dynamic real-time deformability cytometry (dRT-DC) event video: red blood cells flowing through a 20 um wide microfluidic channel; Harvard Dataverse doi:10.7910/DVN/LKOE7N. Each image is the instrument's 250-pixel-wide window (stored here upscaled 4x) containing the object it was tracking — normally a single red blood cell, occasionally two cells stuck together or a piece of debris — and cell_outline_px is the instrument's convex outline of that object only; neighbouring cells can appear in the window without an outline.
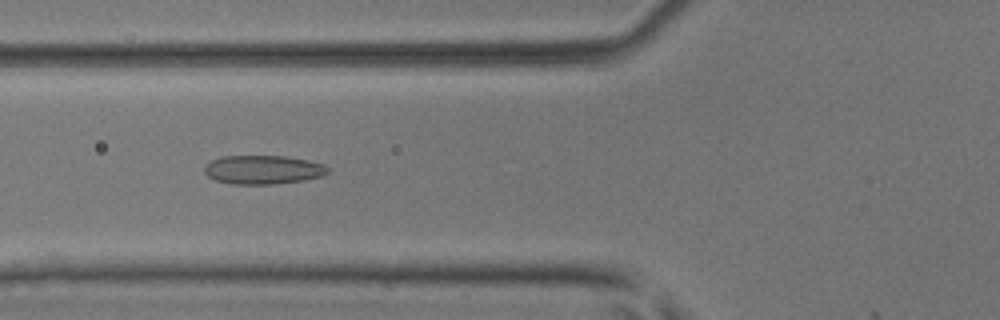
{"species": "common noctule bat (a hibernating species)", "species_latin": "Nyctalus noctula", "temperature_condition": "room temperature", "stored_images_in_passage": 43, "camera_frame_rate_fps": 3000, "um_per_image_px": 0.085, "animal": {"sex": "male", "body_mass_g": 17.9, "forearm_length_mm": 54.2}, "frame": {"image": 1, "passage_image": 14, "time_ms": 4.333, "image_size_px": [1000, 320], "cell_outline_px": [[328, 172], [320, 176], [304, 180], [272, 184], [232, 184], [216, 180], [208, 176], [204, 172], [204, 168], [212, 160], [220, 156], [284, 156], [308, 160], [324, 164], [328, 168]], "centroid_in_image_um": [22.35, 14.42], "position_along_channel_um": 103.5, "area_um2": 20.58}}
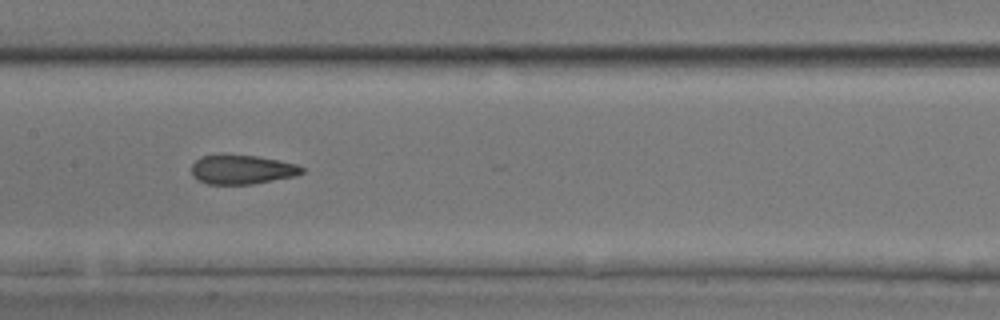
{"frame": {"image": 2, "passage_image": 20, "time_ms": 6.333, "image_size_px": [1000, 320], "cell_outline_px": [[304, 172], [296, 176], [252, 184], [208, 184], [196, 180], [192, 176], [192, 164], [200, 156], [216, 152], [220, 152], [256, 156], [296, 164], [304, 168]], "centroid_in_image_um": [20.5, 14.38], "position_along_channel_um": 186.9, "area_um2": 19.36}}
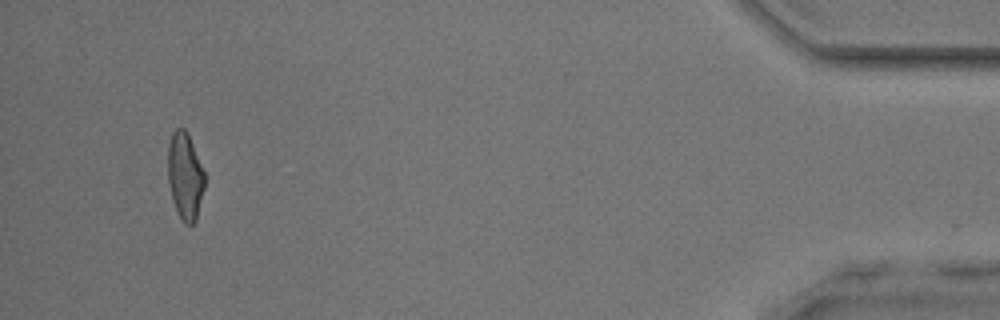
{"frame": {"image": 3, "passage_image": 42, "time_ms": 13.667, "image_size_px": [1000, 320], "cell_outline_px": [[204, 188], [196, 220], [192, 224], [184, 224], [176, 212], [172, 200], [168, 180], [168, 144], [172, 132], [176, 128], [184, 128], [188, 132], [204, 172]], "centroid_in_image_um": [15.71, 14.96], "position_along_channel_um": 419.5, "area_um2": 18.73}, "authors_computed_cell_mechanics": {"area_um2": 19.5942, "velocity_mm_per_s": 4.1669, "shape_relaxation_time_tau1_ms": null, "shape_relaxation_time_tau2_ms": 1.6898, "deformation_change_tau1": null, "deformation_change_tau2": 0.1027}}